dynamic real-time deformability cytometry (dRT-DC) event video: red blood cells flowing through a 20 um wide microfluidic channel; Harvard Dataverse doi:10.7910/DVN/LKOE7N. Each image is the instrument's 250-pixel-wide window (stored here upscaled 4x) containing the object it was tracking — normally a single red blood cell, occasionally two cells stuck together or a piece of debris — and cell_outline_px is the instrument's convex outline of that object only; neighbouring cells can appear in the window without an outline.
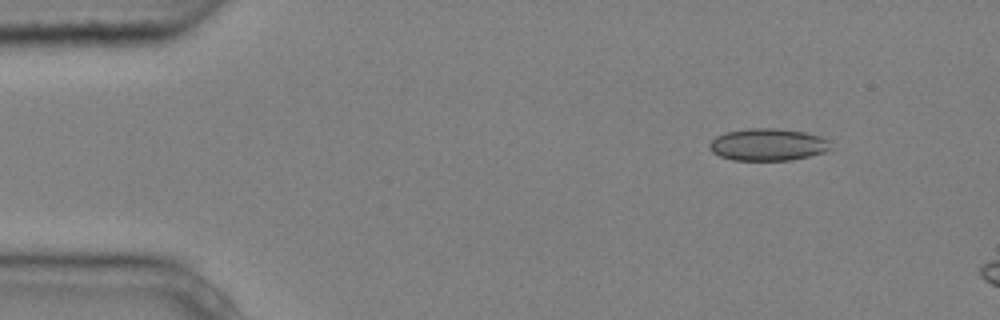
{"species": "common noctule bat (a hibernating species)", "species_latin": "Nyctalus noctula", "temperature_condition": "cold", "stored_images_in_passage": 3, "camera_frame_rate_fps": 3000, "um_per_image_px": 0.085, "animal": {"sex": "male", "body_mass_g": 20.4}, "frame": {"image": 1, "passage_image": 1, "time_ms": 0.0, "image_size_px": [1000, 320], "cell_outline_px": [[832, 148], [824, 152], [792, 160], [732, 160], [720, 156], [712, 152], [708, 144], [716, 136], [724, 132], [748, 128], [776, 128], [804, 132], [820, 136], [832, 140]], "centroid_in_image_um": [65.29, 12.28], "position_along_channel_um": 19.7, "area_um2": 22.95}}